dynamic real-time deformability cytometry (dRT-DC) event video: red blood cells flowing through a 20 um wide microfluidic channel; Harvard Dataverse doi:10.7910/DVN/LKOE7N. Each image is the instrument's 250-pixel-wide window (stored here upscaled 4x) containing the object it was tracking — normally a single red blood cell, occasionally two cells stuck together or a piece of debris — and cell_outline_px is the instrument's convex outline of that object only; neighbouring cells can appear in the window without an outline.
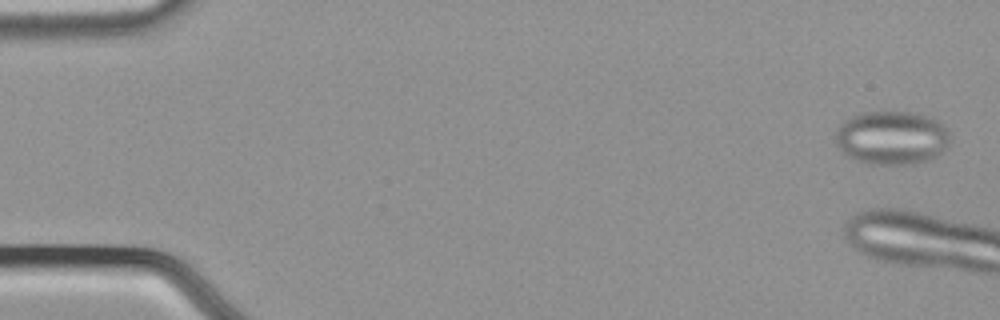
{"species": "common noctule bat (a hibernating species)", "species_latin": "Nyctalus noctula", "temperature_condition": "cold", "stored_images_in_passage": 5, "camera_frame_rate_fps": 3000, "um_per_image_px": 0.085, "animal": {"sex": "male", "body_mass_g": 21.5, "forearm_length_mm": 52.0}, "frame": {"image": 1, "passage_image": 2, "time_ms": 0.333, "image_size_px": [1000, 320], "cell_outline_px": [[948, 148], [944, 152], [932, 160], [916, 164], [868, 164], [844, 156], [836, 144], [836, 128], [844, 120], [860, 112], [912, 112], [936, 120], [948, 132]], "centroid_in_image_um": [75.77, 11.74], "position_along_channel_um": 9.2, "area_um2": 36.18}}